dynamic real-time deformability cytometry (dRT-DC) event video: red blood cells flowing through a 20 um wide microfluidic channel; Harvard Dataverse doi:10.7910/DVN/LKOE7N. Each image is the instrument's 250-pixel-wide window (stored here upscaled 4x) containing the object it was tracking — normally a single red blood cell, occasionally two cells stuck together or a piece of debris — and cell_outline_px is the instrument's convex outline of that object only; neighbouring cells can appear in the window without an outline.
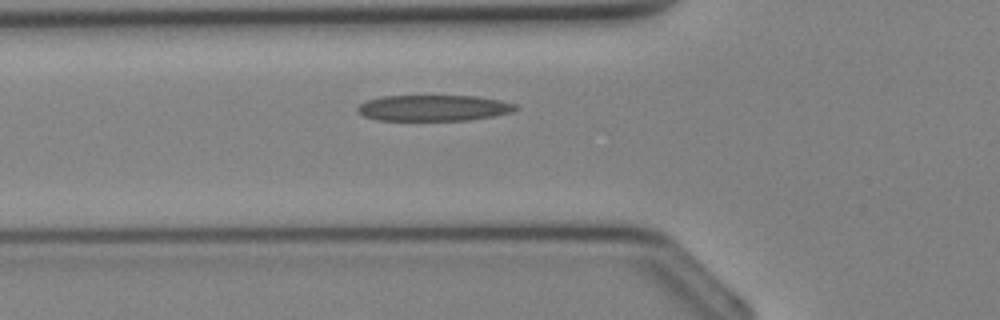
{"species": "Egyptian fruit bat (a non-hibernating species)", "species_latin": "Rousettus aegyptiacus", "temperature_condition": "cold", "stored_images_in_passage": 24, "camera_frame_rate_fps": 3000, "um_per_image_px": 0.085, "animal": {"sex": "female"}, "frame": {"image": 1, "passage_image": 2, "time_ms": 0.333, "image_size_px": [1000, 320], "cell_outline_px": [[520, 108], [512, 112], [492, 116], [468, 120], [376, 120], [364, 116], [356, 112], [356, 108], [360, 104], [368, 100], [380, 96], [476, 96], [500, 100], [516, 104]], "centroid_in_image_um": [36.84, 9.17], "position_along_channel_um": 89.0, "area_um2": 23.99}}
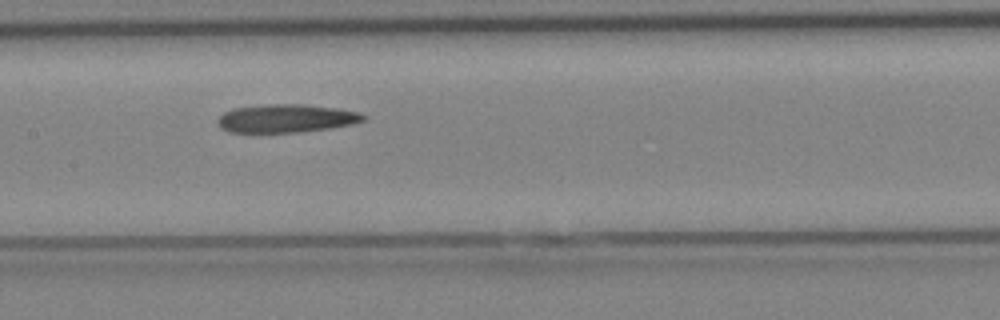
{"frame": {"image": 2, "passage_image": 7, "time_ms": 2.0, "image_size_px": [1000, 320], "cell_outline_px": [[368, 120], [352, 124], [332, 128], [296, 132], [228, 132], [220, 128], [216, 120], [224, 112], [232, 108], [268, 104], [300, 104], [336, 108], [360, 112], [368, 116]], "centroid_in_image_um": [24.35, 10.06], "position_along_channel_um": 183.0, "area_um2": 24.16}}
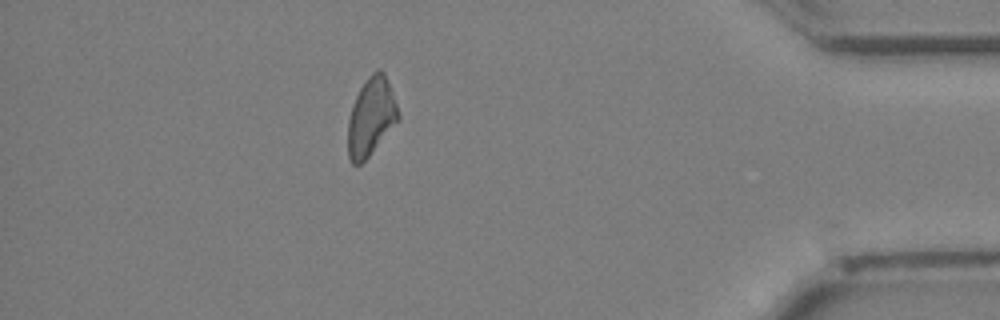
{"frame": {"image": 3, "passage_image": 21, "time_ms": 6.667, "image_size_px": [1000, 320], "cell_outline_px": [[400, 120], [368, 156], [360, 164], [352, 164], [348, 156], [348, 120], [352, 104], [360, 88], [368, 76], [372, 72], [380, 68], [384, 72], [392, 92], [400, 116]], "centroid_in_image_um": [31.54, 9.92], "position_along_channel_um": 403.7, "area_um2": 22.77}}